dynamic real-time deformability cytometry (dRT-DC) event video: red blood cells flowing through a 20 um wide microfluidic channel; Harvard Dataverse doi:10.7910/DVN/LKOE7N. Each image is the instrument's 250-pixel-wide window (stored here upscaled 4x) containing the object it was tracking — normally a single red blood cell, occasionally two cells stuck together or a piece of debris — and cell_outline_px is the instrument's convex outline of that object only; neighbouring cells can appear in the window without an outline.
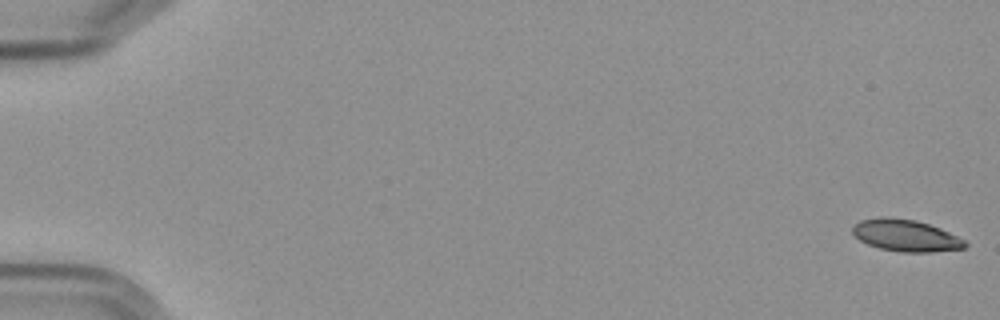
{"species": "Egyptian fruit bat (a non-hibernating species)", "species_latin": "Rousettus aegyptiacus", "temperature_condition": "cold", "stored_images_in_passage": 57, "camera_frame_rate_fps": 3000, "um_per_image_px": 0.085, "frame": {"image": 1, "passage_image": 1, "time_ms": 0.0, "image_size_px": [1000, 320], "cell_outline_px": [[968, 244], [964, 248], [932, 252], [900, 252], [880, 248], [868, 244], [860, 240], [852, 232], [852, 224], [860, 220], [880, 216], [884, 216], [916, 220], [940, 228], [964, 240]], "centroid_in_image_um": [76.95, 20.0], "position_along_channel_um": 8.1, "area_um2": 20.87}}
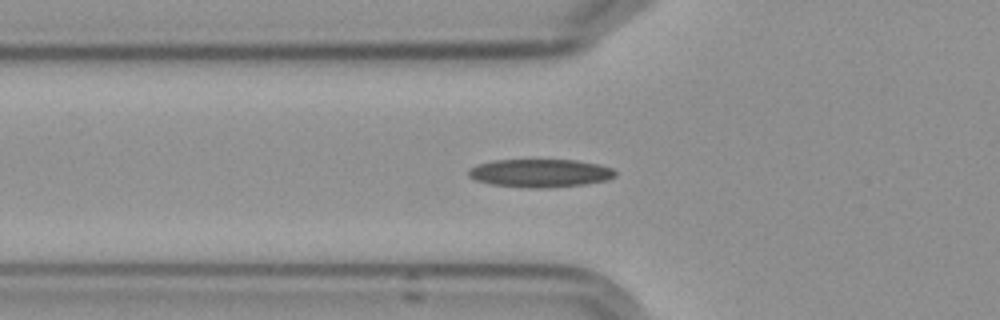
{"frame": {"image": 2, "passage_image": 21, "time_ms": 6.667, "image_size_px": [1000, 320], "cell_outline_px": [[616, 176], [608, 180], [588, 184], [548, 188], [528, 188], [488, 184], [476, 180], [468, 176], [468, 168], [476, 164], [492, 160], [576, 160], [600, 164], [612, 168], [616, 172]], "centroid_in_image_um": [45.91, 14.72], "position_along_channel_um": 79.9, "area_um2": 24.51}}
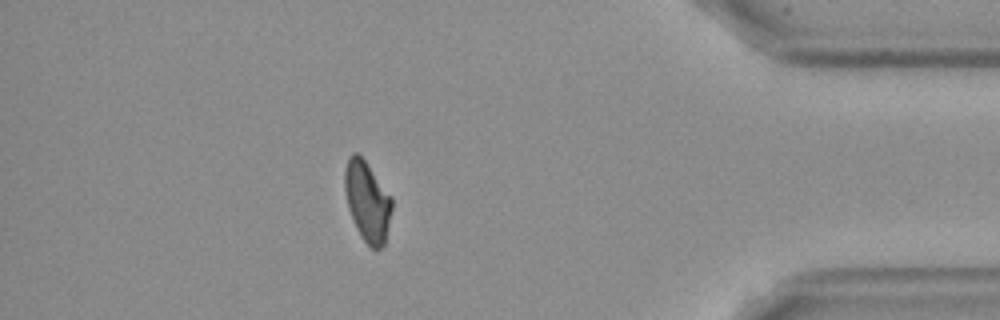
{"frame": {"image": 3, "passage_image": 51, "time_ms": 16.667, "image_size_px": [1000, 320], "cell_outline_px": [[392, 208], [384, 244], [380, 248], [372, 248], [360, 236], [352, 220], [348, 208], [344, 188], [344, 168], [348, 156], [352, 152], [356, 152], [364, 160], [392, 196]], "centroid_in_image_um": [31.2, 17.09], "position_along_channel_um": 404.0, "area_um2": 22.02}}